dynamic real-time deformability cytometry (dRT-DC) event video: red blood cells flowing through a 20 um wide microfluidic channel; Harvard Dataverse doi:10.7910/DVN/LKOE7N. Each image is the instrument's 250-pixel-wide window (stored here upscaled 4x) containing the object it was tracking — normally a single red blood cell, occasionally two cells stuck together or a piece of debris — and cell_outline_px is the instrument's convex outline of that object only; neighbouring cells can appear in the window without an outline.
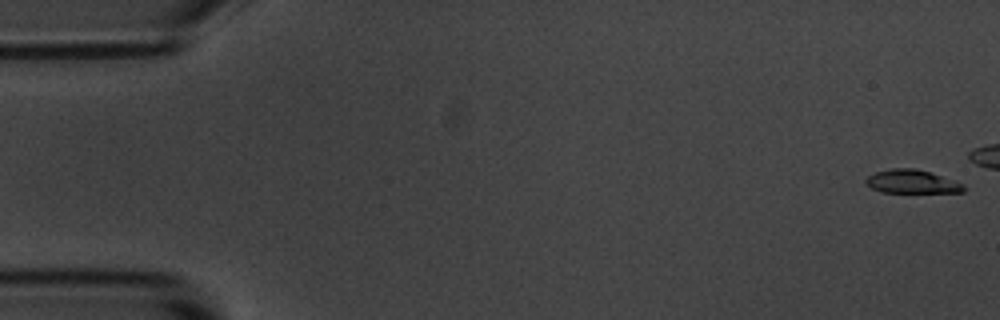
{"species": "common noctule bat (a hibernating species)", "species_latin": "Nyctalus noctula", "temperature_condition": "room temperature", "stored_images_in_passage": 44, "camera_frame_rate_fps": 3000, "um_per_image_px": 0.085, "animal": {"sex": "male", "body_mass_g": 20.1, "forearm_length_mm": 53.5}, "frame": {"image": 1, "passage_image": 1, "time_ms": 0.0, "image_size_px": [1000, 320], "cell_outline_px": [[968, 188], [964, 192], [884, 192], [872, 188], [864, 180], [868, 176], [876, 172], [892, 168], [916, 168], [964, 184]], "centroid_in_image_um": [77.53, 15.44], "position_along_channel_um": 7.5, "area_um2": 13.18}}
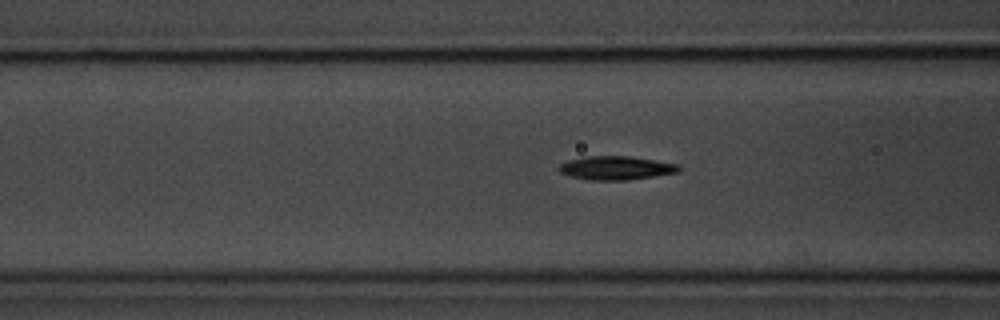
{"frame": {"image": 2, "passage_image": 21, "time_ms": 6.667, "image_size_px": [1000, 320], "cell_outline_px": [[680, 172], [656, 176], [628, 180], [588, 180], [568, 176], [560, 172], [556, 168], [560, 164], [568, 160], [584, 156], [632, 156], [680, 164]], "centroid_in_image_um": [52.36, 14.27], "position_along_channel_um": 114.2, "area_um2": 16.88}}
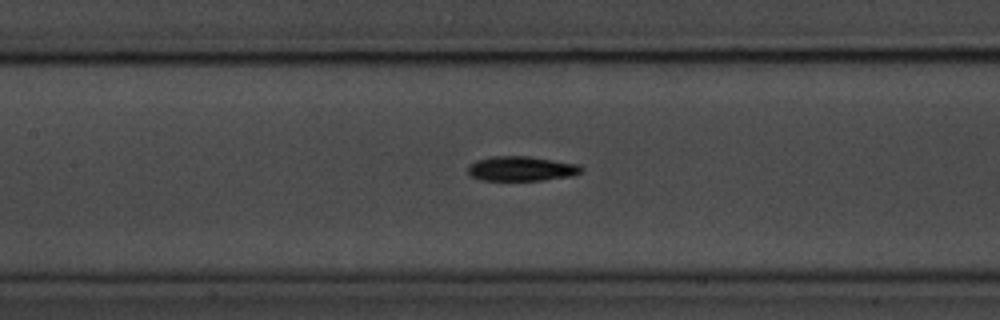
{"frame": {"image": 3, "passage_image": 25, "time_ms": 8.0, "image_size_px": [1000, 320], "cell_outline_px": [[584, 168], [580, 172], [572, 176], [544, 180], [480, 180], [468, 176], [468, 164], [476, 160], [492, 156], [528, 156], [580, 164]], "centroid_in_image_um": [44.29, 14.33], "position_along_channel_um": 163.1, "area_um2": 16.53}}